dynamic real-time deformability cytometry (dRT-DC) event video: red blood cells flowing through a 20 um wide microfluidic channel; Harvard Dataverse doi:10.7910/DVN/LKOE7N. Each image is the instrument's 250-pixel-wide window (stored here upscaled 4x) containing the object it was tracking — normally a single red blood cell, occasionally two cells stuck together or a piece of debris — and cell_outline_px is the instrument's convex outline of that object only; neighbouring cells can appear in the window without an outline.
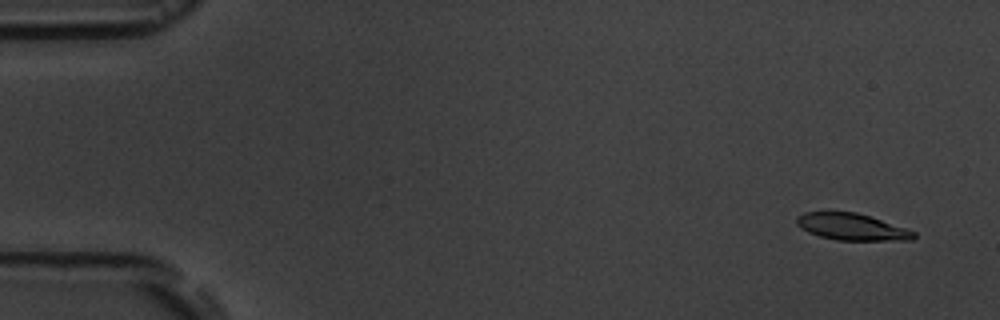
{"species": "common noctule bat (a hibernating species)", "species_latin": "Nyctalus noctula", "temperature_condition": "room temperature", "stored_images_in_passage": 7, "camera_frame_rate_fps": 3000, "um_per_image_px": 0.085, "animal": {"sex": "male", "body_mass_g": 19.5, "forearm_length_mm": 54.6}, "frame": {"image": 1, "passage_image": 2, "time_ms": 1.0, "image_size_px": [1000, 320], "cell_outline_px": [[916, 236], [912, 240], [836, 240], [820, 236], [808, 232], [800, 228], [796, 224], [796, 216], [804, 212], [828, 208], [856, 212], [916, 232]], "centroid_in_image_um": [72.27, 19.23], "position_along_channel_um": 12.7, "area_um2": 18.79}}
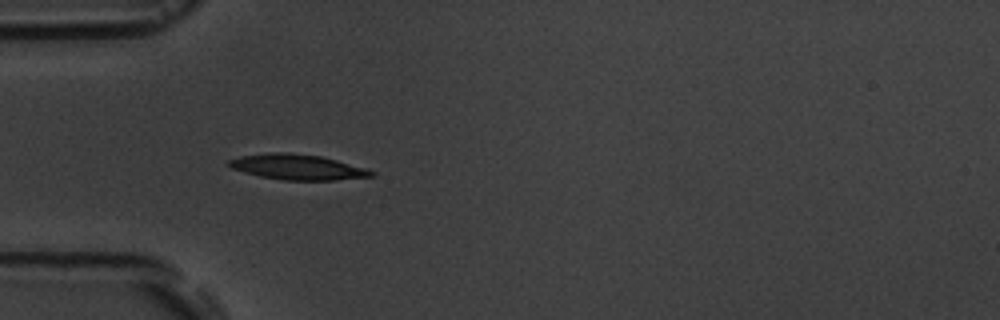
{"frame": {"image": 2, "passage_image": 6, "time_ms": 5.667, "image_size_px": [1000, 320], "cell_outline_px": [[376, 176], [336, 180], [284, 180], [260, 176], [244, 172], [232, 168], [224, 164], [228, 160], [240, 156], [272, 152], [288, 152], [320, 156], [336, 160], [364, 168], [376, 172]], "centroid_in_image_um": [25.26, 14.2], "position_along_channel_um": 59.7, "area_um2": 21.04}}
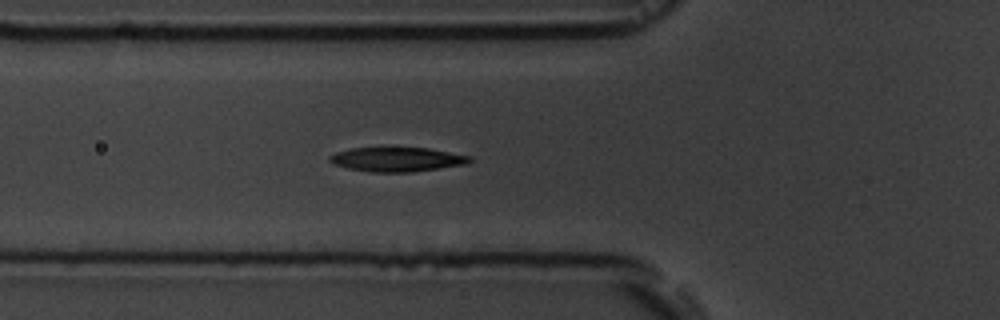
{"frame": {"image": 3, "passage_image": 7, "time_ms": 6.667, "image_size_px": [1000, 320], "cell_outline_px": [[472, 160], [468, 164], [412, 172], [372, 172], [348, 168], [332, 164], [328, 160], [328, 156], [336, 152], [352, 148], [428, 148], [472, 156]], "centroid_in_image_um": [33.75, 13.55], "position_along_channel_um": 92.0, "area_um2": 19.88}}